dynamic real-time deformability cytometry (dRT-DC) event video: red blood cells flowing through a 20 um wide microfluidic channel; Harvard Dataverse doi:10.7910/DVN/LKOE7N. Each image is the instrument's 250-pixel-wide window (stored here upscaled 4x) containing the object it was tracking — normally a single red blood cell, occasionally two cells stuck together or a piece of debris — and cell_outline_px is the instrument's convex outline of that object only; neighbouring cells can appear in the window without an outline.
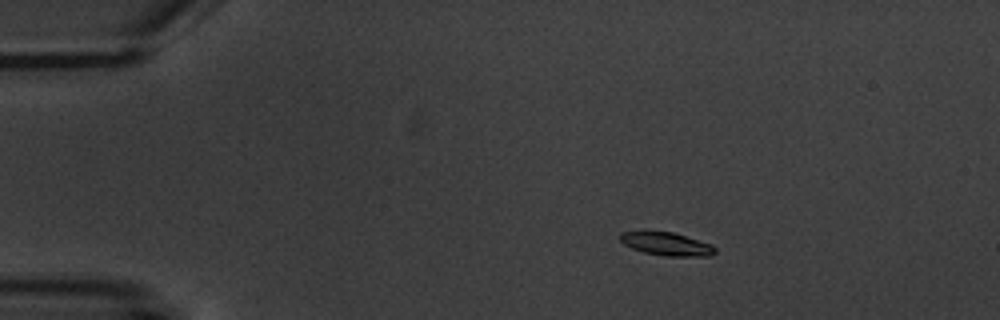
{"species": "common noctule bat (a hibernating species)", "species_latin": "Nyctalus noctula", "temperature_condition": "warm", "stored_images_in_passage": 3, "camera_frame_rate_fps": 3000, "um_per_image_px": 0.085, "animal": {"sex": "male", "body_mass_g": 20.1, "forearm_length_mm": 53.5}, "frame": {"image": 1, "passage_image": 2, "time_ms": 1.333, "image_size_px": [1000, 320], "cell_outline_px": [[716, 252], [712, 256], [664, 256], [644, 252], [632, 248], [624, 244], [620, 240], [620, 232], [672, 232], [712, 244], [716, 248]], "centroid_in_image_um": [56.7, 20.75], "position_along_channel_um": 28.3, "area_um2": 12.66}}